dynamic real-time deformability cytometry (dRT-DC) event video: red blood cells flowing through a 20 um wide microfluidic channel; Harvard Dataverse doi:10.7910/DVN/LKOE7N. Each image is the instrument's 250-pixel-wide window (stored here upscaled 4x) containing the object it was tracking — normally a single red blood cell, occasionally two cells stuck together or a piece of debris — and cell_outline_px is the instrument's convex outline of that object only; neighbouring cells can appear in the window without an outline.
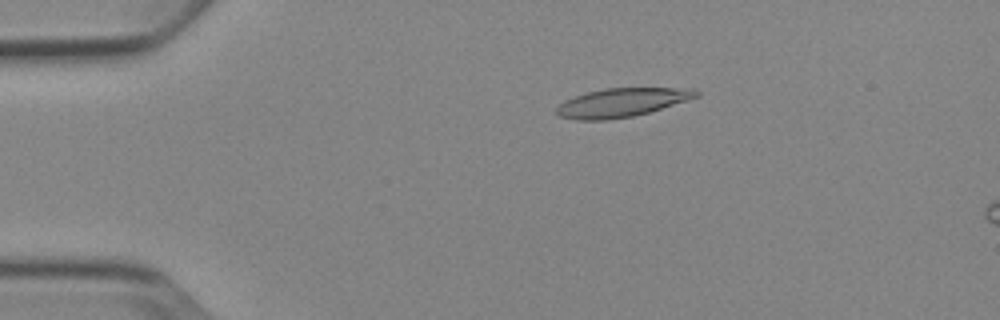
{"species": "Egyptian fruit bat (a non-hibernating species)", "species_latin": "Rousettus aegyptiacus", "temperature_condition": "cold", "stored_images_in_passage": 5, "camera_frame_rate_fps": 3000, "um_per_image_px": 0.085, "animal": {"sex": "female"}, "frame": {"image": 1, "passage_image": 3, "time_ms": 2.333, "image_size_px": [1000, 320], "cell_outline_px": [[700, 96], [688, 100], [648, 112], [632, 116], [608, 120], [576, 120], [560, 116], [556, 112], [556, 108], [564, 100], [588, 92], [604, 88], [692, 88], [700, 92]], "centroid_in_image_um": [52.86, 8.71], "position_along_channel_um": 32.1, "area_um2": 23.24}}